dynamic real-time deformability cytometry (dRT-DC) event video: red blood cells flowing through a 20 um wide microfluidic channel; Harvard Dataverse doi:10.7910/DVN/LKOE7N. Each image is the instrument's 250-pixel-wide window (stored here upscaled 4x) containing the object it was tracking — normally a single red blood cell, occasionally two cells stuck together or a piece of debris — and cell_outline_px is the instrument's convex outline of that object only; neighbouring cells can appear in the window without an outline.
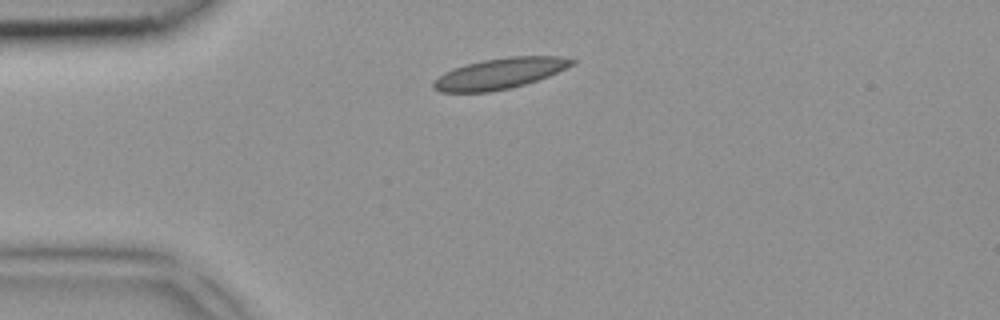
{"species": "common noctule bat (a hibernating species)", "species_latin": "Nyctalus noctula", "temperature_condition": "room temperature", "stored_images_in_passage": 2, "camera_frame_rate_fps": 3000, "um_per_image_px": 0.085, "animal": {"sex": "female", "body_mass_g": 18.4}, "frame": {"image": 1, "passage_image": 1, "time_ms": 0.0, "image_size_px": [1000, 320], "cell_outline_px": [[576, 64], [548, 76], [524, 84], [508, 88], [488, 92], [440, 92], [432, 88], [432, 84], [444, 72], [452, 68], [484, 60], [508, 56], [560, 56], [576, 60]], "centroid_in_image_um": [42.49, 6.24], "position_along_channel_um": 42.5, "area_um2": 24.68}}
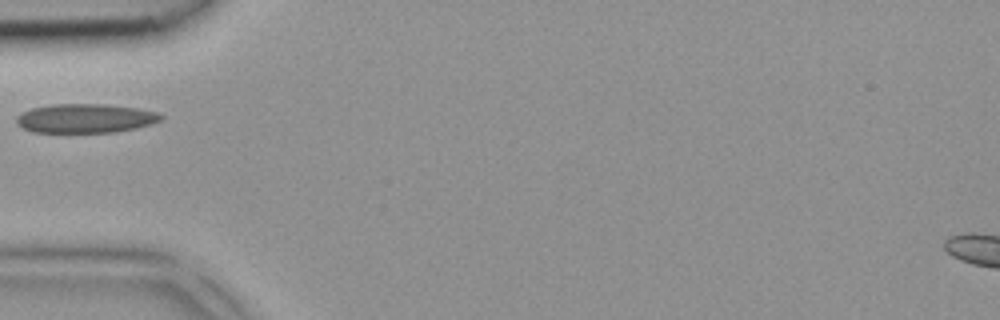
{"frame": {"image": 2, "passage_image": 2, "time_ms": 0.333, "image_size_px": [1000, 320], "cell_outline_px": [[164, 116], [160, 120], [152, 124], [136, 128], [112, 132], [32, 132], [16, 124], [16, 116], [32, 108], [52, 104], [104, 104], [140, 108], [156, 112]], "centroid_in_image_um": [7.26, 10.05], "position_along_channel_um": 77.7, "area_um2": 24.45}}